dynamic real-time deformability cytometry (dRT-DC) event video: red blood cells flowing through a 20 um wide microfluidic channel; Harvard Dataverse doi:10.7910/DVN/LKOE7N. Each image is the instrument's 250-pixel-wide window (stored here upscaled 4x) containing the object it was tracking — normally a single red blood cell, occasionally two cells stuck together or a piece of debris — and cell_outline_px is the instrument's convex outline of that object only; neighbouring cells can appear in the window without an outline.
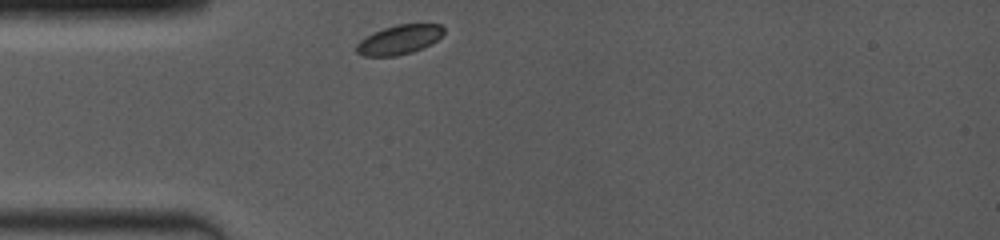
{"species": "common noctule bat (a hibernating species)", "species_latin": "Nyctalus noctula", "temperature_condition": "room temperature", "stored_images_in_passage": 3, "camera_frame_rate_fps": 4000, "um_per_image_px": 0.085, "animal": {"sex": "female", "body_mass_g": 19.0, "forearm_length_mm": 53.3}, "frame": {"image": 1, "passage_image": 1, "time_ms": 0.0, "image_size_px": [1000, 240], "cell_outline_px": [[444, 32], [432, 44], [412, 52], [396, 56], [364, 56], [356, 52], [356, 44], [364, 36], [384, 28], [396, 24], [440, 24], [444, 28]], "centroid_in_image_um": [33.91, 3.37], "position_along_channel_um": 51.1, "area_um2": 14.97}}
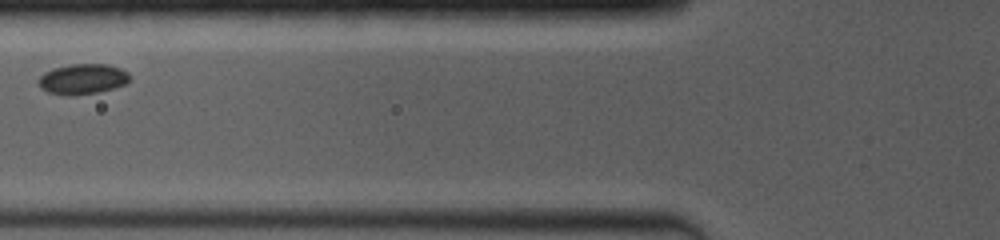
{"frame": {"image": 2, "passage_image": 3, "time_ms": 2.0, "image_size_px": [1000, 240], "cell_outline_px": [[128, 84], [96, 92], [72, 96], [68, 96], [48, 92], [40, 88], [40, 76], [44, 72], [52, 68], [68, 64], [108, 64], [120, 68], [128, 72]], "centroid_in_image_um": [7.01, 6.71], "position_along_channel_um": 118.8, "area_um2": 16.13}}